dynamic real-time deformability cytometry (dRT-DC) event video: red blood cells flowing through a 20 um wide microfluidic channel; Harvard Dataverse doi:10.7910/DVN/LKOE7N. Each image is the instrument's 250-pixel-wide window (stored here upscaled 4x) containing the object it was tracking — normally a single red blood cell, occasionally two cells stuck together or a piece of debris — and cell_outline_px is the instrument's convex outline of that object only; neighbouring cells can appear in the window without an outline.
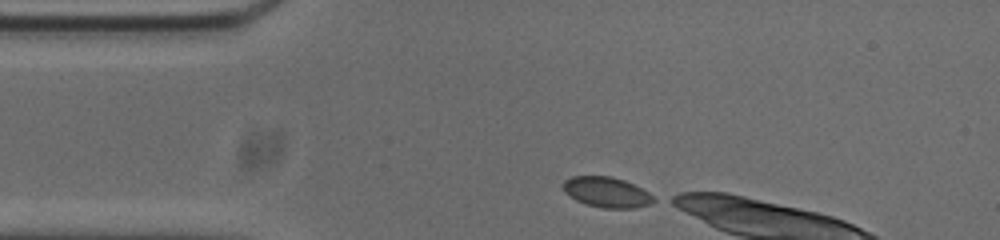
{"species": "common noctule bat (a hibernating species)", "species_latin": "Nyctalus noctula", "temperature_condition": "cold", "stored_images_in_passage": 5, "camera_frame_rate_fps": 3000, "um_per_image_px": 0.085, "animal": {"sex": "male", "body_mass_g": 20.0, "forearm_length_mm": 53.3}, "frame": {"image": 1, "passage_image": 1, "time_ms": 0.0, "image_size_px": [1000, 240], "cell_outline_px": [[656, 200], [648, 204], [632, 208], [604, 208], [588, 204], [576, 200], [564, 188], [564, 180], [572, 176], [608, 176], [624, 180], [656, 196]], "centroid_in_image_um": [51.61, 16.33], "position_along_channel_um": 33.4, "area_um2": 15.61}}